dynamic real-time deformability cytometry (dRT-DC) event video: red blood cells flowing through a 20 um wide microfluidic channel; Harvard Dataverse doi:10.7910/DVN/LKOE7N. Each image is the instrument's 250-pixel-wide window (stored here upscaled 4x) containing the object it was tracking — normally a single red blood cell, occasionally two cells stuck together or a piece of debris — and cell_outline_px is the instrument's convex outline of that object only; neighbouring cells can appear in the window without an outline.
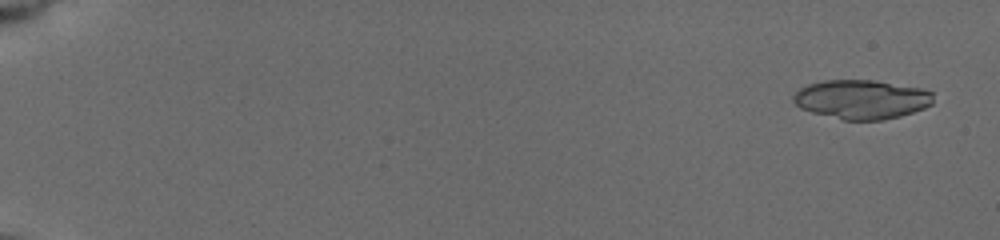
{"species": "common noctule bat (a hibernating species)", "species_latin": "Nyctalus noctula", "temperature_condition": "cold", "stored_images_in_passage": 56, "camera_frame_rate_fps": 3000, "um_per_image_px": 0.085, "animal": {"sex": "female", "body_mass_g": 19.5, "forearm_length_mm": 54.1}, "frame": {"image": 1, "passage_image": 3, "time_ms": 0.667, "image_size_px": [1000, 240], "cell_outline_px": [[932, 104], [924, 108], [900, 116], [884, 120], [844, 120], [812, 112], [800, 108], [792, 100], [792, 96], [800, 88], [808, 84], [824, 80], [872, 80], [920, 88], [932, 92]], "centroid_in_image_um": [73.21, 8.45], "position_along_channel_um": 11.8, "area_um2": 31.79}}
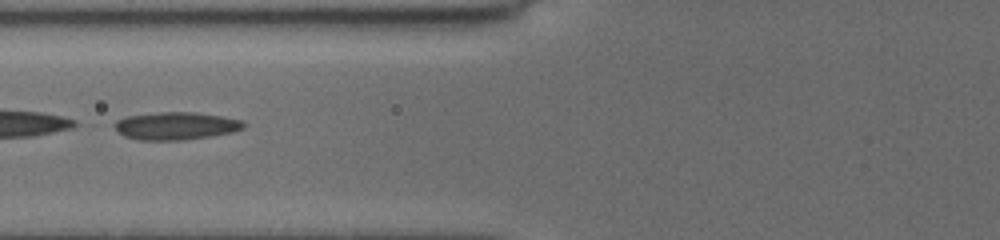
{"frame": {"image": 2, "passage_image": 26, "time_ms": 8.333, "image_size_px": [1000, 240], "cell_outline_px": [[244, 128], [232, 132], [184, 140], [140, 140], [124, 136], [108, 124], [124, 116], [160, 112], [196, 112], [220, 116], [240, 120], [244, 124]], "centroid_in_image_um": [14.84, 10.69], "position_along_channel_um": 111.0, "area_um2": 20.92}}
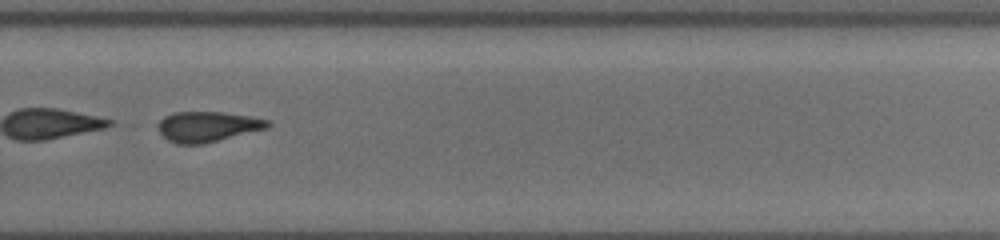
{"frame": {"image": 3, "passage_image": 42, "time_ms": 13.667, "image_size_px": [1000, 240], "cell_outline_px": [[272, 124], [268, 128], [200, 144], [176, 144], [168, 140], [160, 132], [156, 124], [164, 116], [172, 112], [224, 112], [248, 116], [268, 120]], "centroid_in_image_um": [17.61, 10.75], "position_along_channel_um": 312.2, "area_um2": 19.25}}